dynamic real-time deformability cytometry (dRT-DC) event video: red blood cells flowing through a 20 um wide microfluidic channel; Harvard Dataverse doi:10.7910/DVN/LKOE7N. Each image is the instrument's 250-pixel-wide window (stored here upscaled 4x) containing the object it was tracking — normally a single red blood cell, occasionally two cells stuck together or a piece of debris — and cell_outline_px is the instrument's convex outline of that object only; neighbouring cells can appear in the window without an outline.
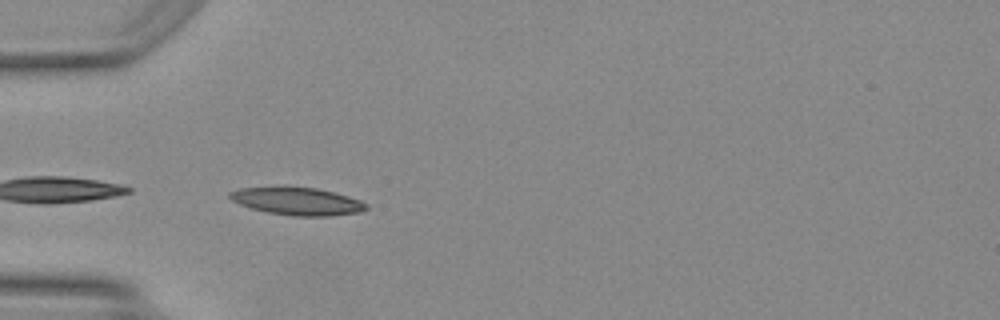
{"species": "Egyptian fruit bat (a non-hibernating species)", "species_latin": "Rousettus aegyptiacus", "temperature_condition": "warm", "stored_images_in_passage": 22, "camera_frame_rate_fps": 3000, "um_per_image_px": 0.085, "animal": {"sex": "female"}, "frame": {"image": 1, "passage_image": 1, "time_ms": 0.0, "image_size_px": [1000, 320], "cell_outline_px": [[368, 208], [360, 212], [332, 216], [292, 216], [268, 212], [252, 208], [240, 204], [232, 200], [228, 196], [228, 192], [240, 188], [284, 184], [316, 188], [332, 192], [360, 200], [368, 204]], "centroid_in_image_um": [25.22, 17.07], "position_along_channel_um": 59.8, "area_um2": 22.6}}
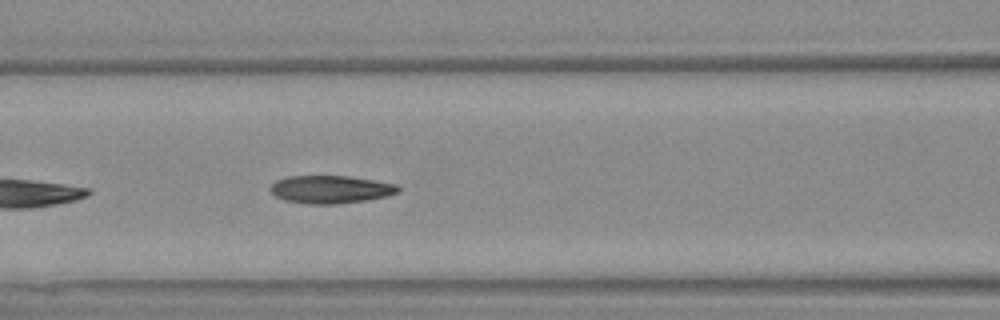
{"frame": {"image": 2, "passage_image": 7, "time_ms": 2.0, "image_size_px": [1000, 320], "cell_outline_px": [[400, 192], [384, 196], [364, 200], [336, 204], [308, 204], [284, 200], [276, 196], [272, 192], [272, 184], [276, 180], [288, 176], [348, 176], [396, 184], [400, 188]], "centroid_in_image_um": [28.09, 16.09], "position_along_channel_um": 138.5, "area_um2": 20.46}}
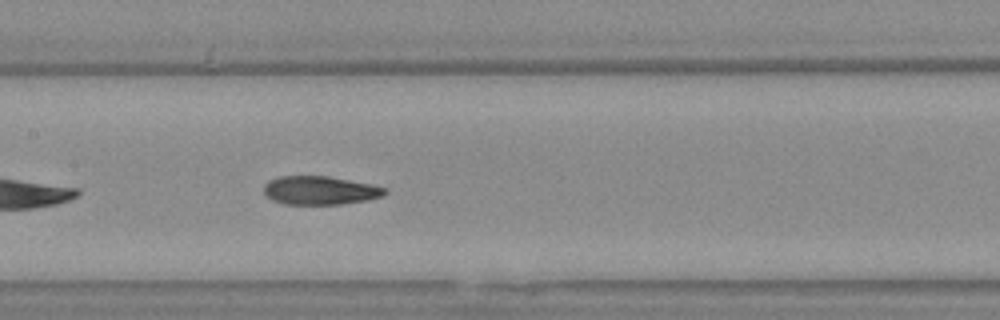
{"frame": {"image": 3, "passage_image": 10, "time_ms": 3.0, "image_size_px": [1000, 320], "cell_outline_px": [[388, 192], [380, 196], [368, 200], [340, 204], [284, 204], [272, 200], [264, 192], [264, 184], [268, 180], [276, 176], [328, 176], [372, 184], [388, 188]], "centroid_in_image_um": [27.2, 16.17], "position_along_channel_um": 180.2, "area_um2": 20.23}}